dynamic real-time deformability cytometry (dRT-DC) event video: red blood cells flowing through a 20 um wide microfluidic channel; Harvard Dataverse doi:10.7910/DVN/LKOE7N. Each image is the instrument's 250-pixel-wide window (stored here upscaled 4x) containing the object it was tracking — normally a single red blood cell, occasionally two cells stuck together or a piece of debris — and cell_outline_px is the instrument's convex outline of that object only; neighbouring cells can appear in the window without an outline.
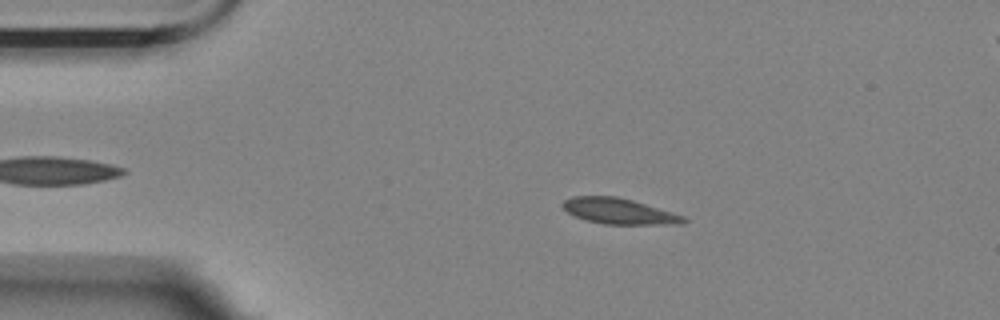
{"species": "Egyptian fruit bat (a non-hibernating species)", "species_latin": "Rousettus aegyptiacus", "temperature_condition": "room temperature", "stored_images_in_passage": 43, "camera_frame_rate_fps": 3000, "um_per_image_px": 0.085, "animal": {"sex": "female"}, "frame": {"image": 1, "passage_image": 7, "time_ms": 2.0, "image_size_px": [1000, 320], "cell_outline_px": [[688, 220], [684, 224], [604, 224], [584, 220], [568, 212], [560, 204], [564, 200], [572, 196], [616, 196], [632, 200], [672, 212], [684, 216]], "centroid_in_image_um": [52.61, 17.95], "position_along_channel_um": 32.4, "area_um2": 18.09}}
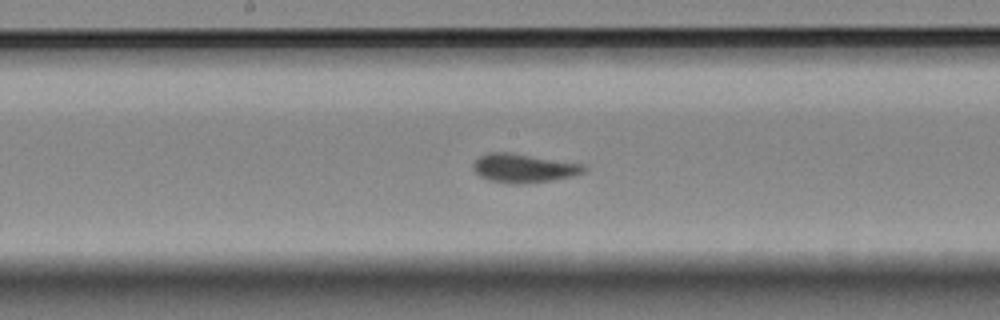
{"frame": {"image": 2, "passage_image": 25, "time_ms": 8.0, "image_size_px": [1000, 320], "cell_outline_px": [[588, 168], [584, 172], [572, 176], [552, 180], [524, 184], [516, 184], [488, 180], [480, 176], [472, 168], [472, 164], [480, 156], [488, 152], [508, 152], [584, 164]], "centroid_in_image_um": [44.51, 14.29], "position_along_channel_um": 203.7, "area_um2": 18.55}}
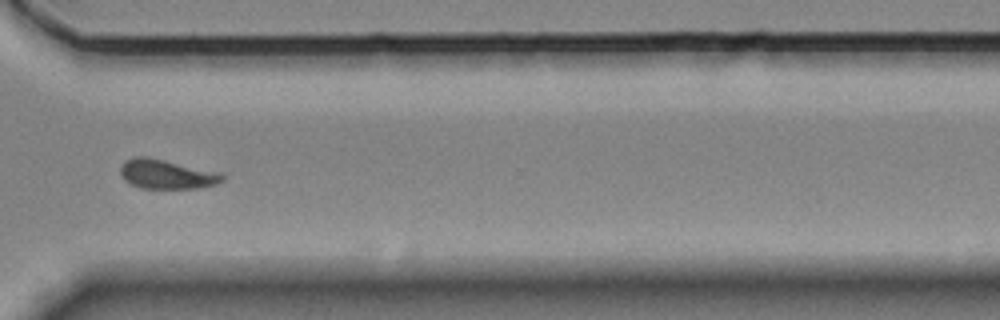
{"frame": {"image": 3, "passage_image": 38, "time_ms": 12.333, "image_size_px": [1000, 320], "cell_outline_px": [[224, 180], [216, 184], [196, 188], [140, 188], [124, 180], [120, 172], [120, 168], [124, 160], [132, 156], [148, 156], [224, 172]], "centroid_in_image_um": [14.19, 14.78], "position_along_channel_um": 356.4, "area_um2": 17.86}, "authors_computed_cell_mechanics": {"area_um2": 17.918, "velocity_mm_per_s": 3.536, "shape_relaxation_time_tau1_ms": 4.6499, "shape_relaxation_time_tau2_ms": null, "deformation_change_tau1": 0.1265, "deformation_change_tau2": null}}